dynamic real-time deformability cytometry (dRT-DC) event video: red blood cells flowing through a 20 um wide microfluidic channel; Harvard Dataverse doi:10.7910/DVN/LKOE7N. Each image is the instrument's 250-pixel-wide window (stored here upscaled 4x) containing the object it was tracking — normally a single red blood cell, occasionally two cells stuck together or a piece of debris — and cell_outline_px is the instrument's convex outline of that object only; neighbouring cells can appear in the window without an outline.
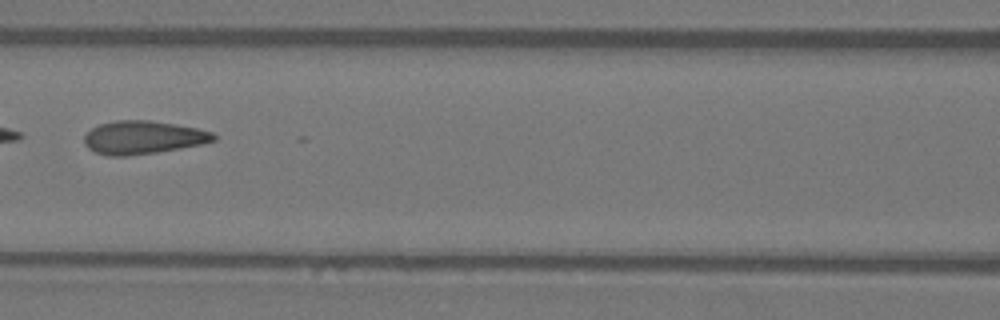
{"species": "Egyptian fruit bat (a non-hibernating species)", "species_latin": "Rousettus aegyptiacus", "temperature_condition": "warm", "stored_images_in_passage": 18, "camera_frame_rate_fps": 3000, "um_per_image_px": 0.085, "animal": {"sex": "female"}, "frame": {"image": 1, "passage_image": 15, "time_ms": 4.667, "image_size_px": [1000, 320], "cell_outline_px": [[216, 140], [204, 144], [156, 152], [124, 156], [108, 156], [96, 152], [88, 148], [84, 144], [84, 136], [92, 128], [100, 124], [116, 120], [148, 120], [176, 124], [196, 128], [212, 132], [216, 136]], "centroid_in_image_um": [12.16, 11.68], "position_along_channel_um": 154.4, "area_um2": 24.97}}